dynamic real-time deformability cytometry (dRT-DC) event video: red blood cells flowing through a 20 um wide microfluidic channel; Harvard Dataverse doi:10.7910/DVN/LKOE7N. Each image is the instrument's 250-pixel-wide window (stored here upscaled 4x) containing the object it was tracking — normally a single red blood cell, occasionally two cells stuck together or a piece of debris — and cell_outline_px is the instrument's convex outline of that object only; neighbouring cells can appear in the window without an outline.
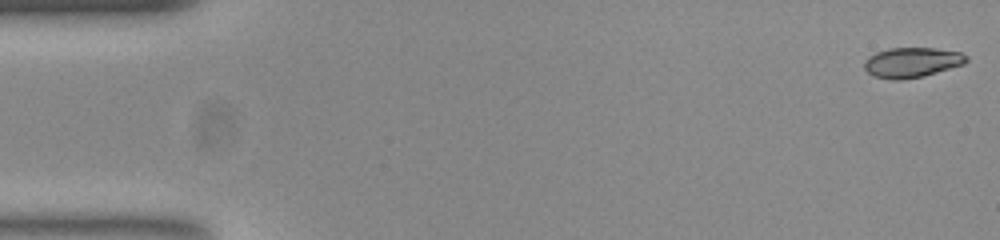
{"species": "common noctule bat (a hibernating species)", "species_latin": "Nyctalus noctula", "temperature_condition": "room temperature", "stored_images_in_passage": 52, "camera_frame_rate_fps": 3000, "um_per_image_px": 0.085, "animal": {"sex": "female", "body_mass_g": 23.0, "forearm_length_mm": 53.4}, "frame": {"image": 1, "passage_image": 1, "time_ms": 0.0, "image_size_px": [1000, 240], "cell_outline_px": [[968, 60], [964, 64], [924, 76], [900, 80], [892, 80], [872, 76], [864, 68], [864, 60], [868, 56], [876, 52], [888, 48], [936, 48], [960, 52], [968, 56]], "centroid_in_image_um": [77.49, 5.3], "position_along_channel_um": 7.5, "area_um2": 18.03}}
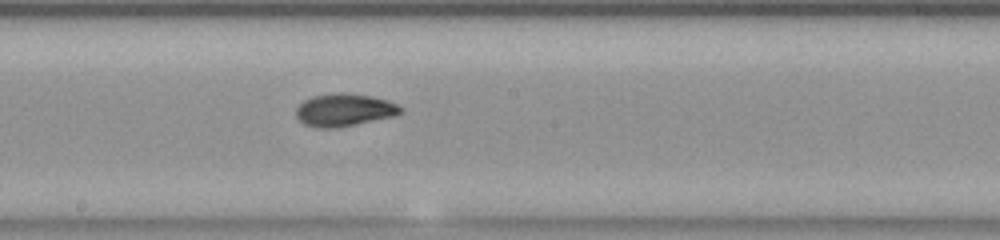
{"frame": {"image": 2, "passage_image": 28, "time_ms": 9.0, "image_size_px": [1000, 240], "cell_outline_px": [[404, 112], [396, 116], [336, 128], [316, 128], [304, 124], [296, 116], [296, 108], [304, 100], [312, 96], [336, 92], [344, 92], [372, 96], [388, 100], [404, 108]], "centroid_in_image_um": [29.29, 9.34], "position_along_channel_um": 218.9, "area_um2": 20.17}}
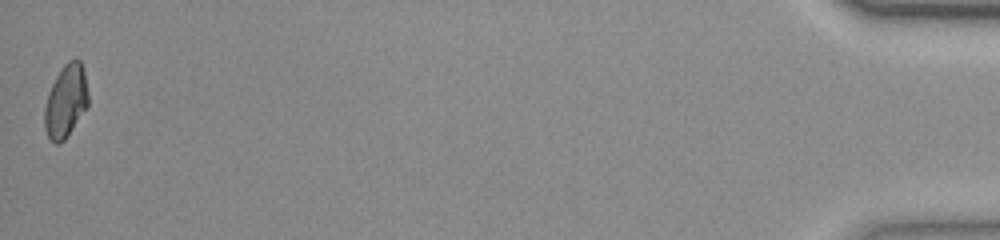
{"frame": {"image": 3, "passage_image": 52, "time_ms": 17.0, "image_size_px": [1000, 240], "cell_outline_px": [[88, 104], [64, 140], [60, 144], [56, 144], [48, 136], [44, 128], [44, 108], [48, 92], [56, 76], [64, 64], [68, 60], [76, 56], [80, 60], [84, 72], [88, 92]], "centroid_in_image_um": [5.58, 8.56], "position_along_channel_um": 429.6, "area_um2": 18.44}, "authors_computed_cell_mechanics": {"area_um2": 18.7561, "velocity_mm_per_s": 3.8934, "shape_relaxation_time_tau1_ms": 4.8903, "shape_relaxation_time_tau2_ms": 1.7713, "deformation_change_tau1": 0.1696, "deformation_change_tau2": 0.0515}}